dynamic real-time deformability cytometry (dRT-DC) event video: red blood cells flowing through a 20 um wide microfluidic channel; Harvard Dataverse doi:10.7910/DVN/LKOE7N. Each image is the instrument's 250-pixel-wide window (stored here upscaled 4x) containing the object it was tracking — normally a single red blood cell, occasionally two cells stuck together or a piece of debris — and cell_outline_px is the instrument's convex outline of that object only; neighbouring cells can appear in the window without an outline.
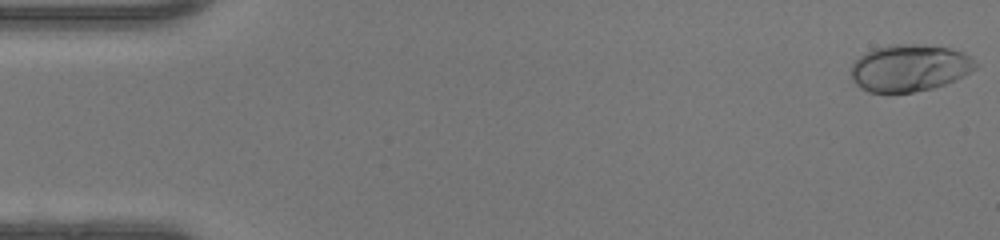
{"species": "human", "species_latin": "Homo sapiens", "temperature_condition": "warm", "stored_images_in_passage": 47, "camera_frame_rate_fps": 3000, "um_per_image_px": 0.085, "donor": {"sex": "female"}, "frame": {"image": 1, "passage_image": 1, "time_ms": 0.0, "image_size_px": [1000, 240], "cell_outline_px": [[980, 64], [976, 68], [956, 80], [932, 88], [912, 92], [868, 92], [860, 88], [852, 80], [852, 64], [864, 52], [872, 48], [892, 44], [916, 44], [948, 48], [964, 52]], "centroid_in_image_um": [77.31, 5.76], "position_along_channel_um": 7.7, "area_um2": 34.16}}
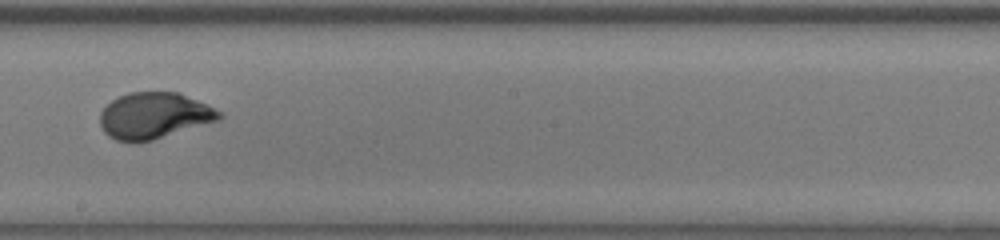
{"frame": {"image": 2, "passage_image": 27, "time_ms": 8.667, "image_size_px": [1000, 240], "cell_outline_px": [[224, 116], [220, 120], [140, 144], [132, 144], [116, 140], [108, 136], [104, 132], [100, 124], [100, 112], [112, 100], [128, 92], [180, 92], [220, 112]], "centroid_in_image_um": [13.06, 9.86], "position_along_channel_um": 235.1, "area_um2": 32.37}}
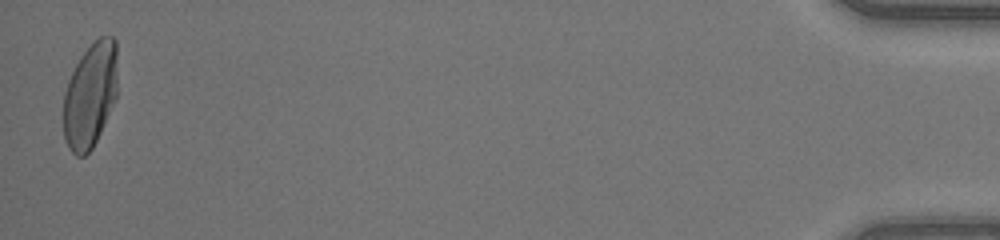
{"frame": {"image": 3, "passage_image": 47, "time_ms": 15.333, "image_size_px": [1000, 240], "cell_outline_px": [[116, 100], [92, 148], [84, 156], [76, 156], [68, 148], [64, 136], [64, 92], [68, 80], [80, 56], [100, 36], [112, 36], [116, 40]], "centroid_in_image_um": [7.66, 8.1], "position_along_channel_um": 427.5, "area_um2": 32.95}, "authors_computed_cell_mechanics": {"area_um2": 32.2524, "velocity_mm_per_s": 4.3737, "shape_relaxation_time_tau1_ms": 4.1755, "shape_relaxation_time_tau2_ms": null, "deformation_change_tau1": 0.2267, "deformation_change_tau2": null}}